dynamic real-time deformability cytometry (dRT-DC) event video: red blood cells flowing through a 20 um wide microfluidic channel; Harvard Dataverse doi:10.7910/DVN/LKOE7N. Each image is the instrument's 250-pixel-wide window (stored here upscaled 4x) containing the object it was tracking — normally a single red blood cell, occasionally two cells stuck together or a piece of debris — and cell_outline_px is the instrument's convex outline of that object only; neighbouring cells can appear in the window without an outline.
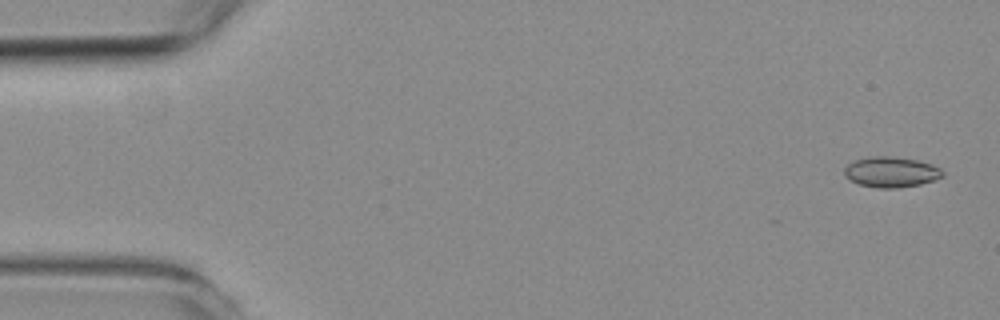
{"species": "common noctule bat (a hibernating species)", "species_latin": "Nyctalus noctula", "temperature_condition": "room temperature", "stored_images_in_passage": 46, "camera_frame_rate_fps": 3000, "um_per_image_px": 0.085, "animal": {"sex": "female", "body_mass_g": 19.3, "forearm_length_mm": 54.1}, "frame": {"image": 1, "passage_image": 2, "time_ms": 0.333, "image_size_px": [1000, 320], "cell_outline_px": [[944, 176], [920, 184], [896, 188], [876, 188], [860, 184], [844, 176], [844, 168], [852, 160], [868, 156], [892, 156], [916, 160], [932, 164], [940, 168], [944, 172]], "centroid_in_image_um": [75.72, 14.61], "position_along_channel_um": 9.3, "area_um2": 17.51}}
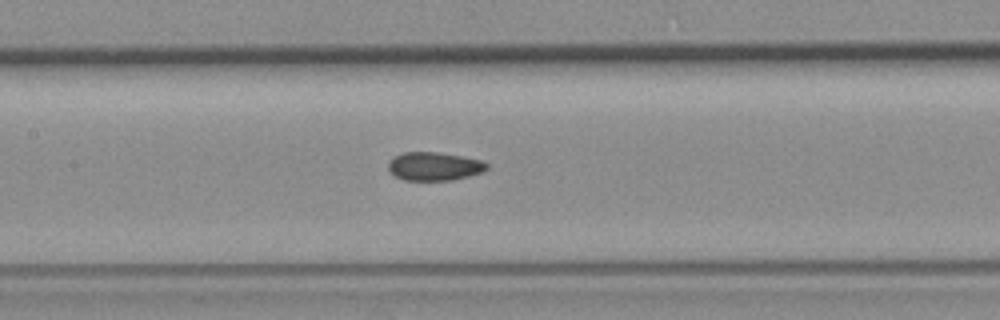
{"frame": {"image": 2, "passage_image": 26, "time_ms": 8.333, "image_size_px": [1000, 320], "cell_outline_px": [[488, 168], [484, 172], [452, 180], [404, 180], [396, 176], [388, 168], [388, 164], [396, 156], [404, 152], [436, 152], [460, 156], [480, 160], [488, 164]], "centroid_in_image_um": [36.94, 14.14], "position_along_channel_um": 170.5, "area_um2": 16.07}}
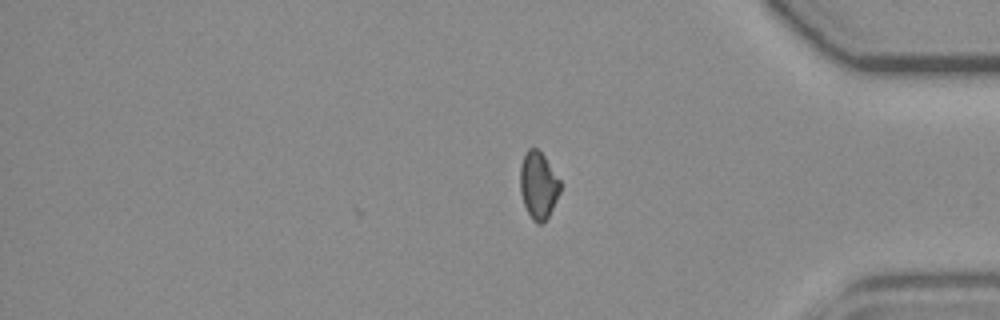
{"frame": {"image": 3, "passage_image": 46, "time_ms": 15.0, "image_size_px": [1000, 320], "cell_outline_px": [[560, 192], [548, 216], [540, 224], [536, 224], [532, 220], [524, 204], [520, 192], [520, 168], [524, 156], [528, 148], [536, 148], [544, 156], [560, 180]], "centroid_in_image_um": [45.75, 15.75], "position_along_channel_um": 389.5, "area_um2": 15.43}, "authors_computed_cell_mechanics": {"area_um2": 16.6464, "velocity_mm_per_s": 3.6442, "shape_relaxation_time_tau1_ms": null, "shape_relaxation_time_tau2_ms": 2.0363, "deformation_change_tau1": null, "deformation_change_tau2": 0.0595}}